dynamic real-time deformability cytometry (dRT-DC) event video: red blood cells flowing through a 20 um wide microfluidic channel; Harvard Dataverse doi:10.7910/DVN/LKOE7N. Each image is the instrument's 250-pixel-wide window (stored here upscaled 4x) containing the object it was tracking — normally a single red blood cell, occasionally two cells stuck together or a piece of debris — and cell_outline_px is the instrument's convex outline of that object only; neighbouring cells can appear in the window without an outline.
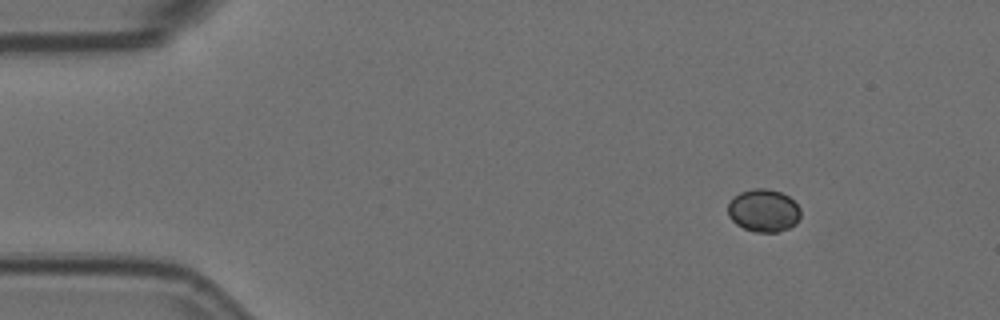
{"species": "Egyptian fruit bat (a non-hibernating species)", "species_latin": "Rousettus aegyptiacus", "temperature_condition": "room temperature", "stored_images_in_passage": 5, "camera_frame_rate_fps": 3000, "um_per_image_px": 0.085, "animal": {"sex": "female"}, "frame": {"image": 1, "passage_image": 1, "time_ms": 0.0, "image_size_px": [1000, 320], "cell_outline_px": [[800, 220], [796, 224], [788, 228], [776, 232], [756, 232], [744, 228], [736, 224], [728, 216], [728, 204], [740, 192], [752, 188], [768, 188], [780, 192], [788, 196], [800, 208]], "centroid_in_image_um": [64.91, 17.89], "position_along_channel_um": 20.1, "area_um2": 18.09}}
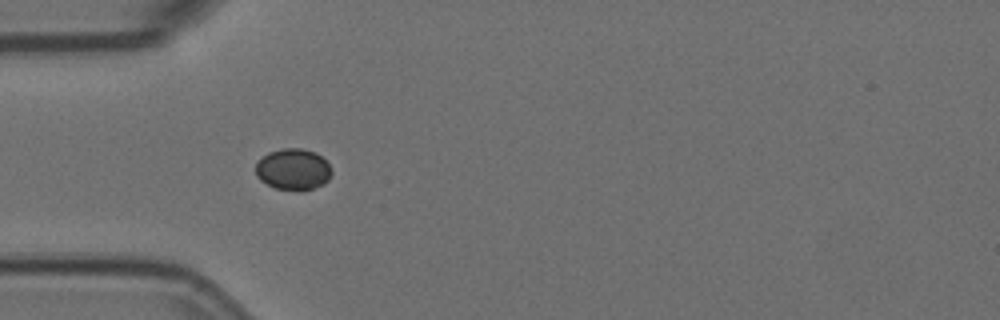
{"frame": {"image": 2, "passage_image": 4, "time_ms": 1.0, "image_size_px": [1000, 320], "cell_outline_px": [[332, 172], [328, 180], [324, 184], [300, 192], [276, 188], [260, 180], [256, 176], [256, 164], [268, 152], [284, 148], [300, 148], [316, 152], [328, 164]], "centroid_in_image_um": [24.92, 14.41], "position_along_channel_um": 60.1, "area_um2": 18.26}}
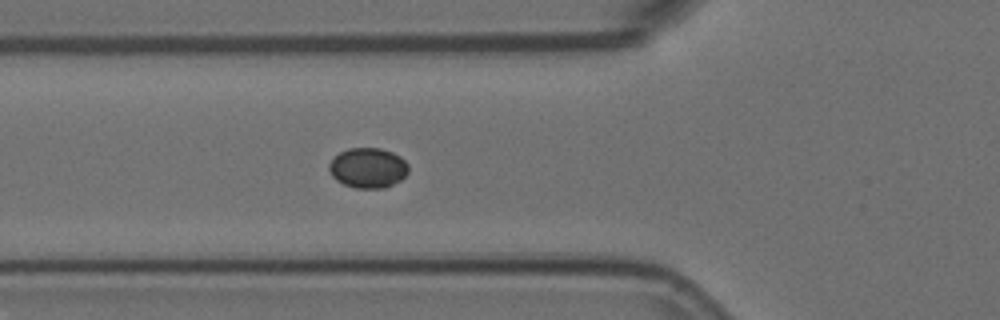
{"frame": {"image": 3, "passage_image": 5, "time_ms": 1.333, "image_size_px": [1000, 320], "cell_outline_px": [[408, 172], [400, 180], [384, 188], [356, 188], [344, 184], [336, 180], [332, 176], [328, 168], [328, 164], [340, 152], [348, 148], [380, 148], [392, 152], [400, 156], [408, 164]], "centroid_in_image_um": [31.27, 14.27], "position_along_channel_um": 94.5, "area_um2": 18.5}}